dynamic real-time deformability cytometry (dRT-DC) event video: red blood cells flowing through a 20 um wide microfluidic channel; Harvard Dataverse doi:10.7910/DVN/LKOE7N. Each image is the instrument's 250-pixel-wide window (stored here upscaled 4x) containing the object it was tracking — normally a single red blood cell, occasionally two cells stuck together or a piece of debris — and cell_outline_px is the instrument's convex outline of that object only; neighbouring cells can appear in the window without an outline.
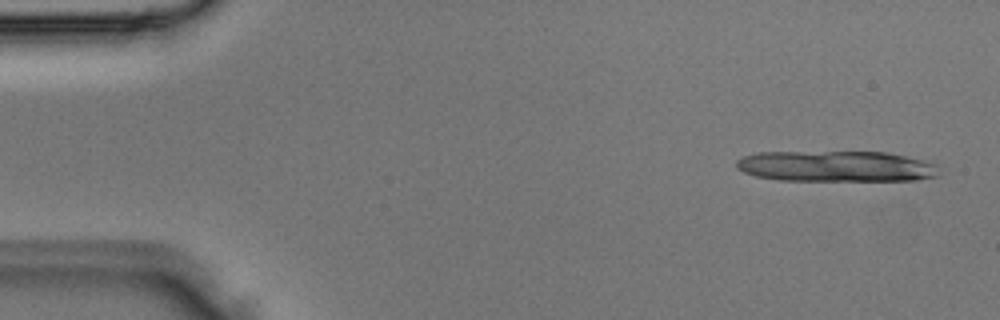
{"species": "Egyptian fruit bat (a non-hibernating species)", "species_latin": "Rousettus aegyptiacus", "temperature_condition": "room temperature", "stored_images_in_passage": 3, "camera_frame_rate_fps": 3000, "um_per_image_px": 0.085, "animal": {"sex": "male"}, "frame": {"image": 1, "passage_image": 1, "time_ms": 0.0, "image_size_px": [1000, 320], "cell_outline_px": [[936, 176], [916, 180], [780, 180], [756, 176], [744, 172], [736, 168], [736, 160], [744, 156], [756, 152], [888, 152], [936, 164]], "centroid_in_image_um": [71.0, 14.13], "position_along_channel_um": 14.0, "area_um2": 36.13}}